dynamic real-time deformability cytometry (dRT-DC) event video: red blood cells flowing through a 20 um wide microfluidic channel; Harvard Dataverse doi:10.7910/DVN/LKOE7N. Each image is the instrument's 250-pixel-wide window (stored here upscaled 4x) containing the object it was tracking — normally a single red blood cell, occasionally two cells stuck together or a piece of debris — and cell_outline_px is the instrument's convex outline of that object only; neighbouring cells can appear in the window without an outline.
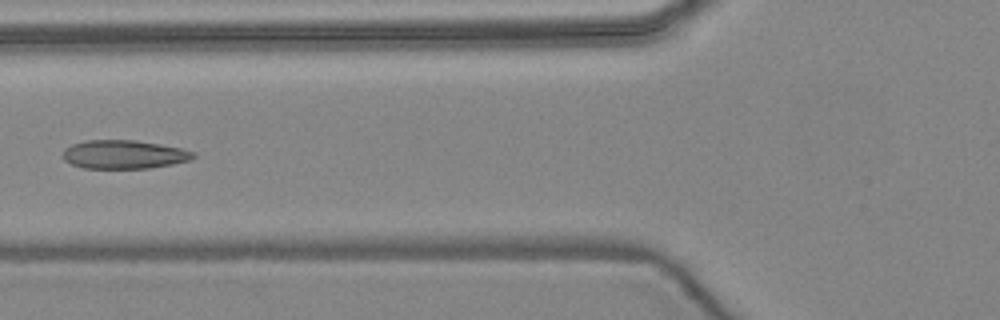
{"species": "common noctule bat (a hibernating species)", "species_latin": "Nyctalus noctula", "temperature_condition": "warm", "stored_images_in_passage": 4, "camera_frame_rate_fps": 3000, "um_per_image_px": 0.085, "animal": {"sex": "female", "body_mass_g": 24.6, "forearm_length_mm": 56.2}, "frame": {"image": 1, "passage_image": 4, "time_ms": 3.333, "image_size_px": [1000, 320], "cell_outline_px": [[196, 156], [192, 160], [172, 164], [148, 168], [84, 168], [72, 164], [64, 160], [64, 148], [72, 144], [88, 140], [136, 140], [160, 144], [180, 148], [196, 152]], "centroid_in_image_um": [10.57, 13.12], "position_along_channel_um": 115.2, "area_um2": 21.73}}